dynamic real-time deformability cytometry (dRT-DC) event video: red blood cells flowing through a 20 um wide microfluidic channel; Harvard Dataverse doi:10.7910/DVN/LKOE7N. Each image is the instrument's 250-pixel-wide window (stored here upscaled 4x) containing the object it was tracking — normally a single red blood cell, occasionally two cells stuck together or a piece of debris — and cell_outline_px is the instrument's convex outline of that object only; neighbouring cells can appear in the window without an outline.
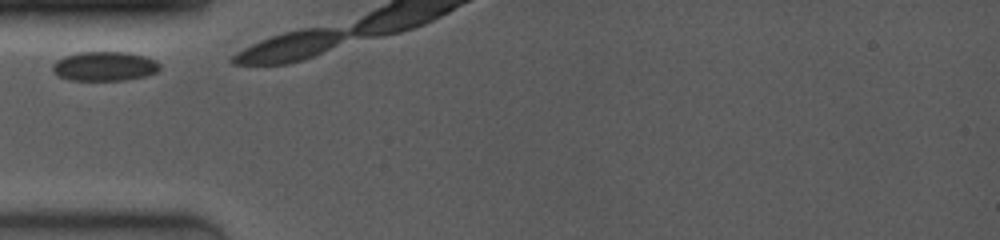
{"species": "common noctule bat (a hibernating species)", "species_latin": "Nyctalus noctula", "temperature_condition": "room temperature", "stored_images_in_passage": 12, "camera_frame_rate_fps": 4000, "um_per_image_px": 0.085, "animal": {"sex": "female", "body_mass_g": 19.0, "forearm_length_mm": 53.3}, "frame": {"image": 1, "passage_image": 1, "time_ms": 0.0, "image_size_px": [1000, 240], "cell_outline_px": [[160, 68], [156, 72], [144, 76], [124, 80], [72, 80], [60, 76], [52, 68], [52, 64], [56, 60], [64, 56], [80, 52], [124, 52], [144, 56], [156, 60], [160, 64]], "centroid_in_image_um": [8.9, 5.62], "position_along_channel_um": 76.1, "area_um2": 18.15}}